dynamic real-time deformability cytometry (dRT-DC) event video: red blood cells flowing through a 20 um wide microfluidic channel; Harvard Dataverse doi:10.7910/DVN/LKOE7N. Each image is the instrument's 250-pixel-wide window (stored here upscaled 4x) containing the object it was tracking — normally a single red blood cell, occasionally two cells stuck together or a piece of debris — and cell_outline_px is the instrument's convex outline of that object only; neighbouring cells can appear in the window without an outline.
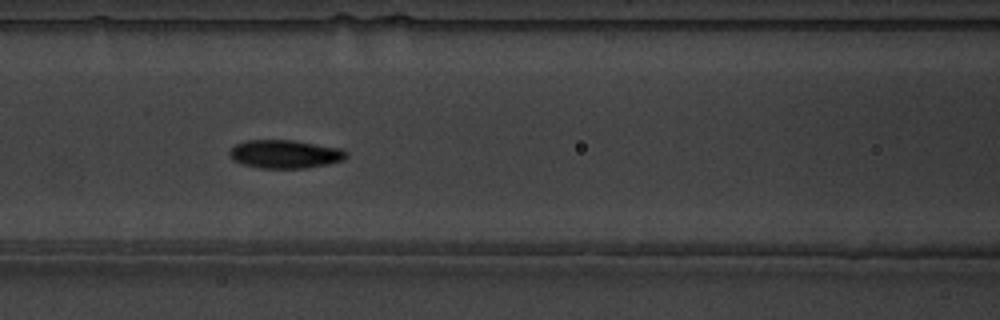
{"species": "common noctule bat (a hibernating species)", "species_latin": "Nyctalus noctula", "temperature_condition": "warm", "stored_images_in_passage": 9, "camera_frame_rate_fps": 3000, "um_per_image_px": 0.085, "animal": {"sex": "male", "body_mass_g": 19.5, "forearm_length_mm": 54.6}, "frame": {"image": 1, "passage_image": 6, "time_ms": 1.667, "image_size_px": [1000, 320], "cell_outline_px": [[348, 156], [344, 160], [328, 164], [304, 168], [260, 168], [244, 164], [232, 160], [228, 152], [236, 144], [244, 140], [292, 140], [340, 148], [348, 152]], "centroid_in_image_um": [24.23, 13.09], "position_along_channel_um": 142.4, "area_um2": 19.31}}
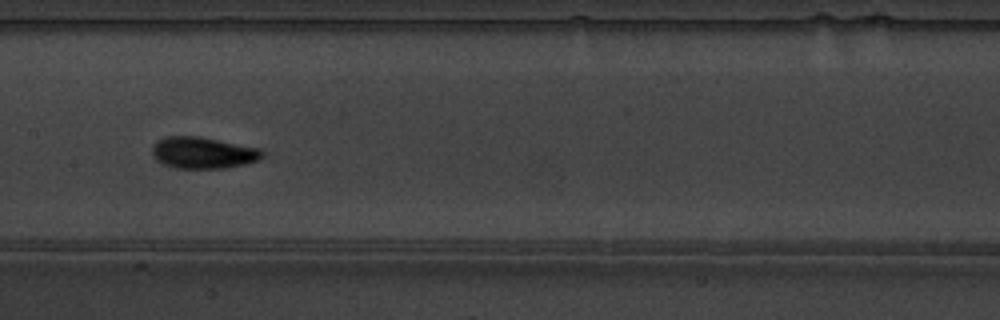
{"frame": {"image": 2, "passage_image": 7, "time_ms": 2.0, "image_size_px": [1000, 320], "cell_outline_px": [[264, 156], [260, 160], [244, 164], [224, 168], [176, 168], [164, 164], [156, 160], [152, 156], [152, 144], [156, 140], [168, 136], [200, 136], [260, 148], [264, 152]], "centroid_in_image_um": [17.25, 12.97], "position_along_channel_um": 190.1, "area_um2": 20.46}}
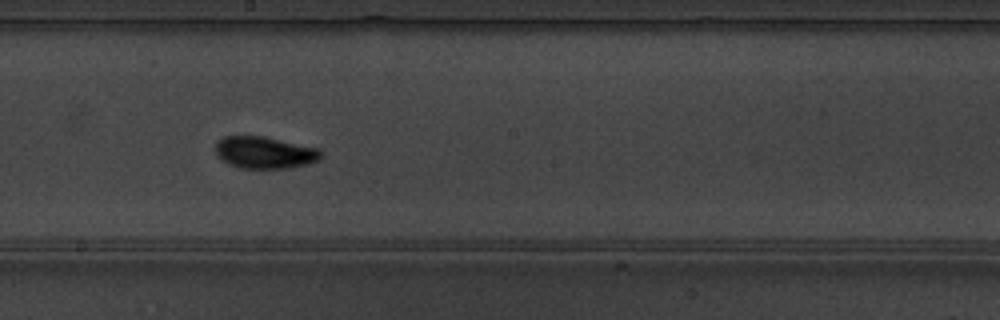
{"frame": {"image": 3, "passage_image": 8, "time_ms": 2.333, "image_size_px": [1000, 320], "cell_outline_px": [[324, 152], [316, 160], [308, 164], [288, 168], [240, 168], [228, 164], [216, 156], [216, 140], [224, 136], [264, 136], [320, 148]], "centroid_in_image_um": [22.48, 12.96], "position_along_channel_um": 225.7, "area_um2": 19.83}}